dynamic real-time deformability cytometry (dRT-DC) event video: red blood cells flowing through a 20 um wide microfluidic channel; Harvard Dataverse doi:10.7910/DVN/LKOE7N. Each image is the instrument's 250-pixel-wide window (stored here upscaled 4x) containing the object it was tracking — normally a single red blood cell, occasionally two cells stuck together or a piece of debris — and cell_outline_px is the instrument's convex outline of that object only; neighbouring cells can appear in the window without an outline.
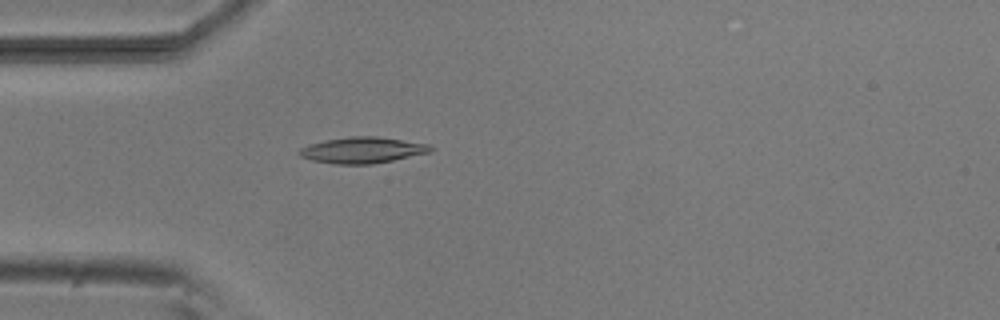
{"species": "common noctule bat (a hibernating species)", "species_latin": "Nyctalus noctula", "temperature_condition": "room temperature", "stored_images_in_passage": 4, "camera_frame_rate_fps": 3000, "um_per_image_px": 0.085, "animal": {"sex": "male", "body_mass_g": 20.5, "forearm_length_mm": 52.5}, "frame": {"image": 1, "passage_image": 4, "time_ms": 4.0, "image_size_px": [1000, 320], "cell_outline_px": [[436, 148], [432, 152], [372, 164], [336, 164], [312, 160], [300, 156], [296, 152], [300, 148], [308, 144], [324, 140], [348, 136], [376, 136], [432, 144]], "centroid_in_image_um": [30.83, 12.75], "position_along_channel_um": 54.2, "area_um2": 20.23}}